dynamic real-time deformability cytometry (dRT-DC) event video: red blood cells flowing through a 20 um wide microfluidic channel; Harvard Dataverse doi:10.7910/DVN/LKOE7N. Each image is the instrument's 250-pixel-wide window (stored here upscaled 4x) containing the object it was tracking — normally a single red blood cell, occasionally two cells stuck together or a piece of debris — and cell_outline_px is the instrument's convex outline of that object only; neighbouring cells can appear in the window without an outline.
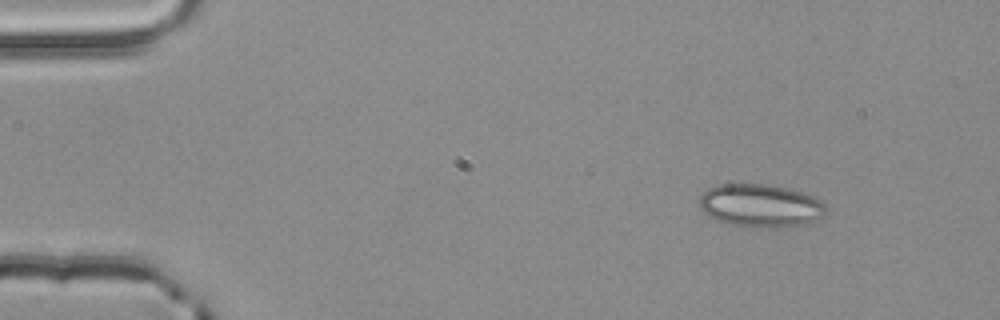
{"species": "common noctule bat (a hibernating species)", "species_latin": "Nyctalus noctula", "temperature_condition": "room temperature", "stored_images_in_passage": 4, "camera_frame_rate_fps": 3000, "um_per_image_px": 0.085, "animal": {"sex": "male", "body_mass_g": 20.4}, "frame": {"image": 1, "passage_image": 1, "time_ms": 0.0, "image_size_px": [1000, 320], "cell_outline_px": [[828, 208], [820, 216], [808, 224], [780, 228], [756, 228], [732, 224], [708, 216], [700, 208], [700, 196], [708, 188], [720, 184], [768, 184], [788, 188], [812, 196], [820, 200]], "centroid_in_image_um": [64.65, 17.48], "position_along_channel_um": 20.4, "area_um2": 31.73}}